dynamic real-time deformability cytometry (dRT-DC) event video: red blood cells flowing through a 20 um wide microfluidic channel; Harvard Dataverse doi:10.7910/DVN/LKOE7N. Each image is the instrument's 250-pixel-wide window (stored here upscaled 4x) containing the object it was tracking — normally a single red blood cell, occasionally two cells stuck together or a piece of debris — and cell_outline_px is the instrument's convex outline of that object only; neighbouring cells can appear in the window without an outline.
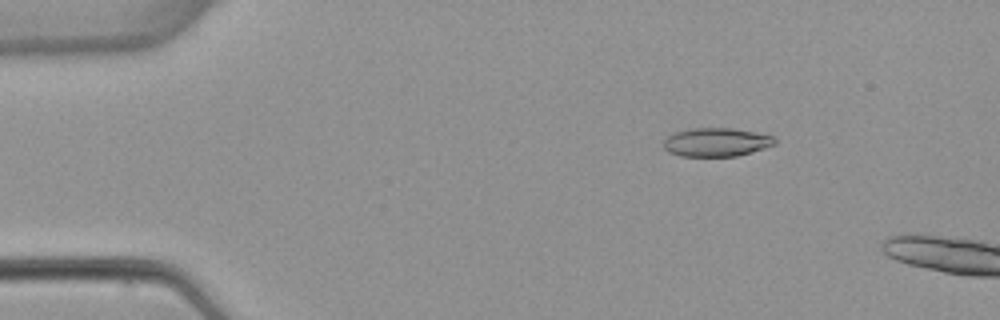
{"species": "common noctule bat (a hibernating species)", "species_latin": "Nyctalus noctula", "temperature_condition": "warm", "stored_images_in_passage": 3, "camera_frame_rate_fps": 3000, "um_per_image_px": 0.085, "animal": {"sex": "female", "body_mass_g": 22.7, "forearm_length_mm": 54.2}, "frame": {"image": 1, "passage_image": 2, "time_ms": 1.333, "image_size_px": [1000, 320], "cell_outline_px": [[776, 144], [752, 152], [736, 156], [680, 156], [668, 152], [664, 148], [664, 140], [668, 136], [676, 132], [692, 128], [732, 128], [772, 136], [776, 140]], "centroid_in_image_um": [60.87, 12.09], "position_along_channel_um": 24.1, "area_um2": 18.38}}